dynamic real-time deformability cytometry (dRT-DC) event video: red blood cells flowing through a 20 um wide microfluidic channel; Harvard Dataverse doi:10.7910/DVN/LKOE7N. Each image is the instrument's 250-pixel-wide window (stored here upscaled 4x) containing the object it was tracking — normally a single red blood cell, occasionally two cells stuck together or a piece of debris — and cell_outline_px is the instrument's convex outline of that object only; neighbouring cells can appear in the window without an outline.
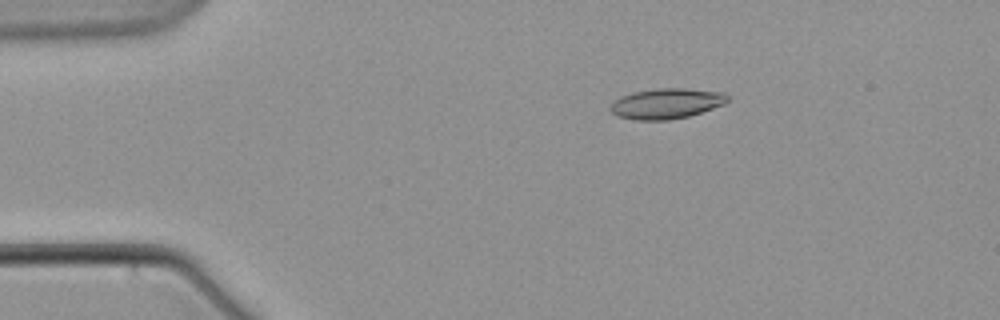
{"species": "common noctule bat (a hibernating species)", "species_latin": "Nyctalus noctula", "temperature_condition": "warm", "stored_images_in_passage": 6, "camera_frame_rate_fps": 3000, "um_per_image_px": 0.085, "animal": {"sex": "male", "body_mass_g": 21.5, "forearm_length_mm": 52.0}, "frame": {"image": 1, "passage_image": 4, "time_ms": 3.333, "image_size_px": [1000, 320], "cell_outline_px": [[728, 100], [724, 104], [688, 116], [668, 120], [636, 120], [616, 116], [608, 108], [620, 96], [632, 92], [656, 88], [684, 88], [724, 92], [728, 96]], "centroid_in_image_um": [56.62, 8.79], "position_along_channel_um": 28.4, "area_um2": 20.75}}